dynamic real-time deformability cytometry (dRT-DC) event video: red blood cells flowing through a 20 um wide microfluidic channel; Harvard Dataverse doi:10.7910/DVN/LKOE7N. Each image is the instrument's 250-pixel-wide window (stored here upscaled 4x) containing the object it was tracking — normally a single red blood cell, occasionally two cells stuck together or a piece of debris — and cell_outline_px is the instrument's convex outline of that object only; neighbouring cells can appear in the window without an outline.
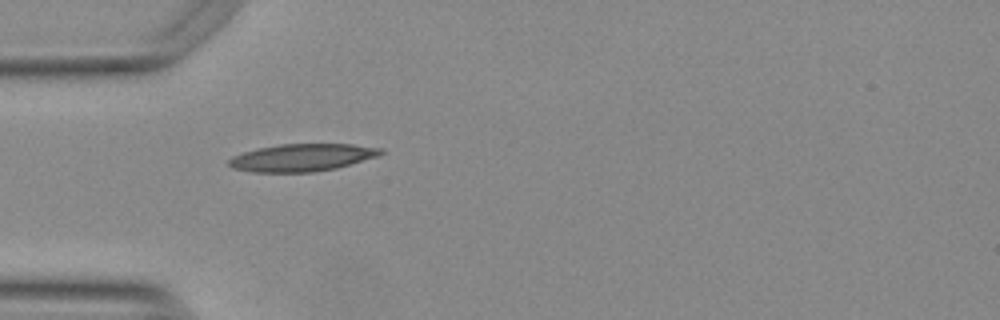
{"species": "Egyptian fruit bat (a non-hibernating species)", "species_latin": "Rousettus aegyptiacus", "temperature_condition": "warm", "stored_images_in_passage": 39, "camera_frame_rate_fps": 3000, "um_per_image_px": 0.085, "animal": {"sex": "female"}, "frame": {"image": 1, "passage_image": 1, "time_ms": 0.0, "image_size_px": [1000, 320], "cell_outline_px": [[384, 152], [380, 156], [336, 168], [312, 172], [252, 172], [232, 168], [228, 164], [228, 160], [232, 156], [256, 148], [280, 144], [352, 144], [384, 148]], "centroid_in_image_um": [25.69, 13.39], "position_along_channel_um": 59.3, "area_um2": 24.45}}
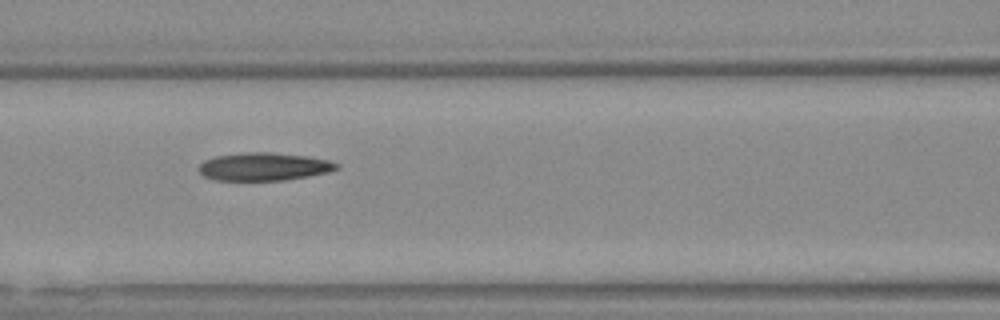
{"frame": {"image": 2, "passage_image": 8, "time_ms": 2.333, "image_size_px": [1000, 320], "cell_outline_px": [[340, 168], [328, 172], [308, 176], [284, 180], [216, 180], [204, 176], [196, 168], [204, 160], [216, 156], [240, 152], [268, 152], [308, 156], [328, 160], [340, 164]], "centroid_in_image_um": [22.42, 14.15], "position_along_channel_um": 144.2, "area_um2": 22.54}}
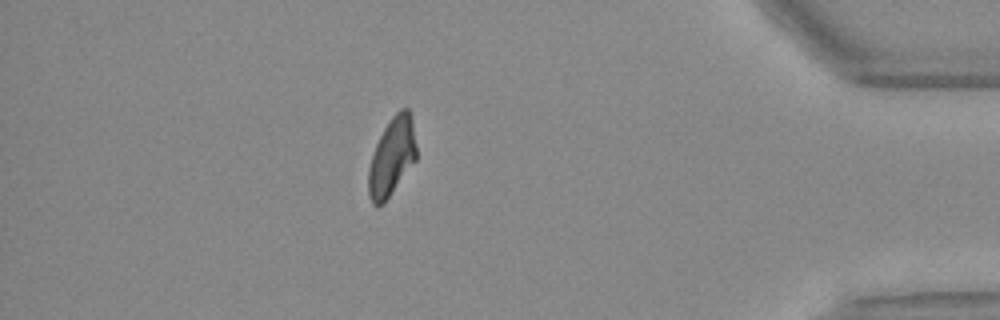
{"frame": {"image": 3, "passage_image": 32, "time_ms": 10.333, "image_size_px": [1000, 320], "cell_outline_px": [[416, 160], [384, 204], [372, 204], [368, 196], [368, 168], [376, 144], [384, 128], [392, 116], [400, 108], [408, 108], [412, 124], [416, 148]], "centroid_in_image_um": [33.29, 13.36], "position_along_channel_um": 401.9, "area_um2": 21.62}, "authors_computed_cell_mechanics": {"area_um2": 22.542, "velocity_mm_per_s": 3.7593, "shape_relaxation_time_tau1_ms": null, "shape_relaxation_time_tau2_ms": 4.3965, "deformation_change_tau1": null, "deformation_change_tau2": 0.1188}}